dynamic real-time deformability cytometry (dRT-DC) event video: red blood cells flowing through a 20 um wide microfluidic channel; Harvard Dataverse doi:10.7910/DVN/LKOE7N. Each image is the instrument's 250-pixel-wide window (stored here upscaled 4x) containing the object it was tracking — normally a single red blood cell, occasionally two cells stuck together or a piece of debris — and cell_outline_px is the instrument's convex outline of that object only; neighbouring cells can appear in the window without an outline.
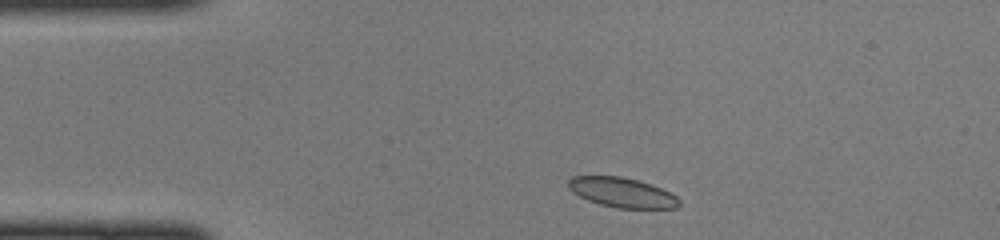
{"species": "common noctule bat (a hibernating species)", "species_latin": "Nyctalus noctula", "temperature_condition": "cold", "stored_images_in_passage": 40, "camera_frame_rate_fps": 3000, "um_per_image_px": 0.085, "animal": {"sex": "female", "body_mass_g": 22.0, "forearm_length_mm": 56.7}, "frame": {"image": 1, "passage_image": 2, "time_ms": 0.333, "image_size_px": [1000, 240], "cell_outline_px": [[680, 204], [676, 208], [616, 208], [600, 204], [588, 200], [572, 192], [568, 188], [568, 180], [572, 176], [620, 176], [636, 180], [660, 188], [676, 196], [680, 200]], "centroid_in_image_um": [52.84, 16.36], "position_along_channel_um": 32.2, "area_um2": 19.02}}
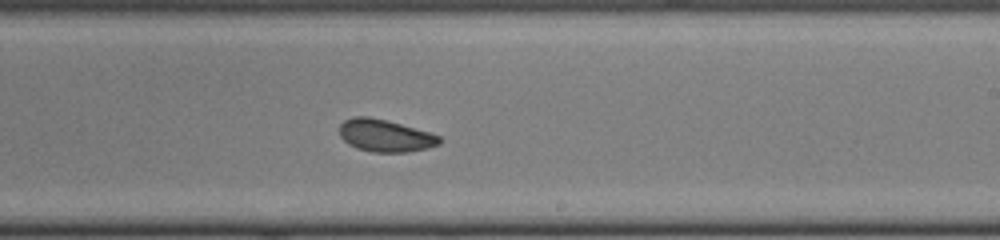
{"frame": {"image": 2, "passage_image": 21, "time_ms": 6.667, "image_size_px": [1000, 240], "cell_outline_px": [[440, 144], [428, 148], [408, 152], [372, 152], [356, 148], [348, 144], [340, 136], [340, 124], [344, 120], [352, 116], [368, 116], [400, 124], [428, 132], [440, 136]], "centroid_in_image_um": [32.71, 11.53], "position_along_channel_um": 256.3, "area_um2": 18.73}}
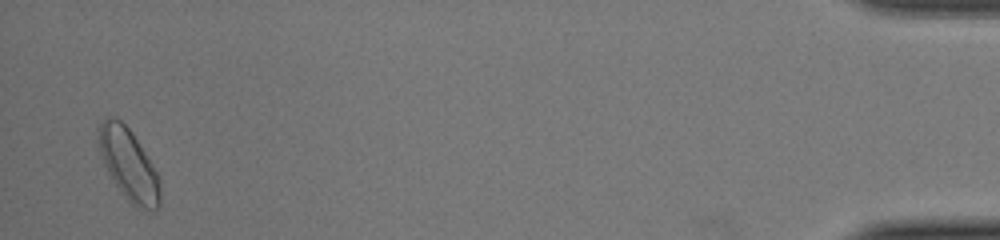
{"frame": {"image": 3, "passage_image": 39, "time_ms": 12.667, "image_size_px": [1000, 240], "cell_outline_px": [[160, 208], [144, 212], [136, 208], [132, 204], [116, 184], [108, 172], [104, 164], [100, 152], [96, 128], [108, 116], [112, 116], [120, 120], [132, 132], [152, 164], [160, 180]], "centroid_in_image_um": [10.94, 14.0], "position_along_channel_um": 424.3, "area_um2": 25.55}}